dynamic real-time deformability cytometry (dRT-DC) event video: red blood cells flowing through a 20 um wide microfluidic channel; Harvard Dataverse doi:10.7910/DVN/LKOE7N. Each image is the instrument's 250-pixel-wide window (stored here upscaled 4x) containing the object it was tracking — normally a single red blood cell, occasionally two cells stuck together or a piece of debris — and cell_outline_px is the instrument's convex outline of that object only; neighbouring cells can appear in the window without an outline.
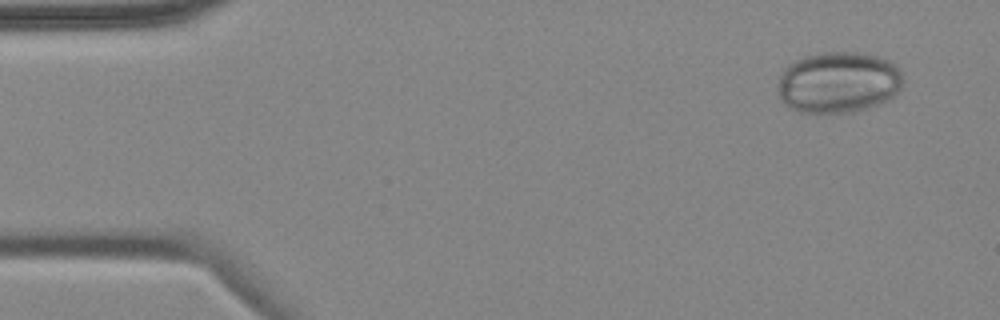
{"species": "common noctule bat (a hibernating species)", "species_latin": "Nyctalus noctula", "temperature_condition": "cold", "stored_images_in_passage": 5, "camera_frame_rate_fps": 3000, "um_per_image_px": 0.085, "animal": {"sex": "female", "body_mass_g": 18.4}, "frame": {"image": 1, "passage_image": 1, "time_ms": 0.0, "image_size_px": [1000, 320], "cell_outline_px": [[904, 80], [900, 88], [888, 100], [880, 104], [856, 112], [800, 112], [788, 108], [784, 104], [780, 96], [780, 76], [784, 68], [788, 64], [804, 56], [820, 52], [856, 52], [880, 56], [896, 64], [900, 68]], "centroid_in_image_um": [71.3, 6.99], "position_along_channel_um": 13.7, "area_um2": 44.97}}